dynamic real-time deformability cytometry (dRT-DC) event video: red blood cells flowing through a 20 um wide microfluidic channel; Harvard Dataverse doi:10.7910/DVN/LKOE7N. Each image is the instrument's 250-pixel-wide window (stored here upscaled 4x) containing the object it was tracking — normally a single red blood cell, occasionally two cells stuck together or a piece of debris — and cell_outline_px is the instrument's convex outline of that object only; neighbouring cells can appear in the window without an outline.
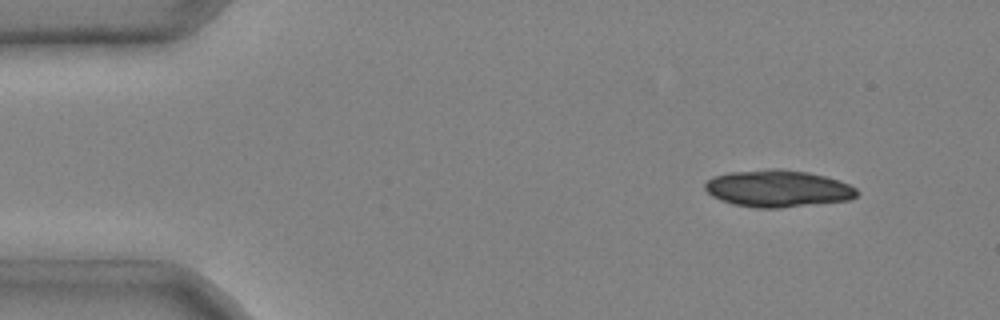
{"species": "common noctule bat (a hibernating species)", "species_latin": "Nyctalus noctula", "temperature_condition": "cold", "stored_images_in_passage": 5, "camera_frame_rate_fps": 3000, "um_per_image_px": 0.085, "animal": {"sex": "male", "body_mass_g": 20.4}, "frame": {"image": 1, "passage_image": 1, "time_ms": 0.0, "image_size_px": [1000, 320], "cell_outline_px": [[860, 192], [856, 196], [848, 200], [780, 208], [756, 208], [732, 204], [720, 200], [712, 196], [704, 188], [704, 184], [712, 176], [728, 172], [768, 168], [780, 168], [808, 172], [840, 180], [856, 188]], "centroid_in_image_um": [66.09, 16.01], "position_along_channel_um": 18.9, "area_um2": 33.06}}
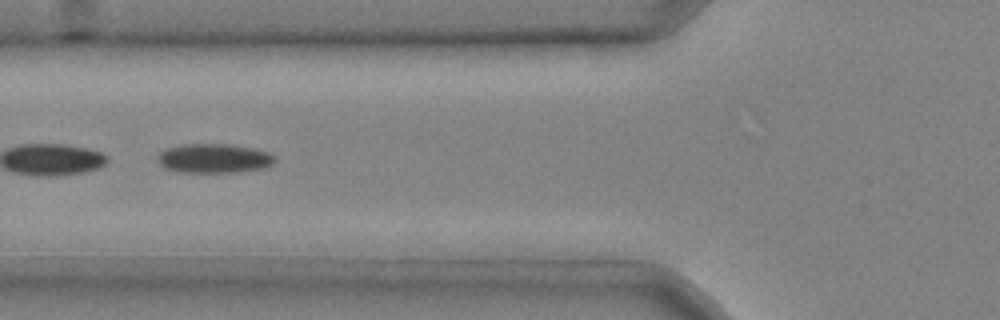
{"frame": {"image": 2, "passage_image": 4, "time_ms": 1.0, "image_size_px": [1000, 320], "cell_outline_px": [[276, 160], [272, 164], [260, 168], [236, 172], [180, 172], [164, 168], [156, 160], [156, 156], [164, 148], [180, 144], [232, 144], [252, 148], [268, 152], [276, 156]], "centroid_in_image_um": [18.13, 13.45], "position_along_channel_um": 107.7, "area_um2": 20.17}}
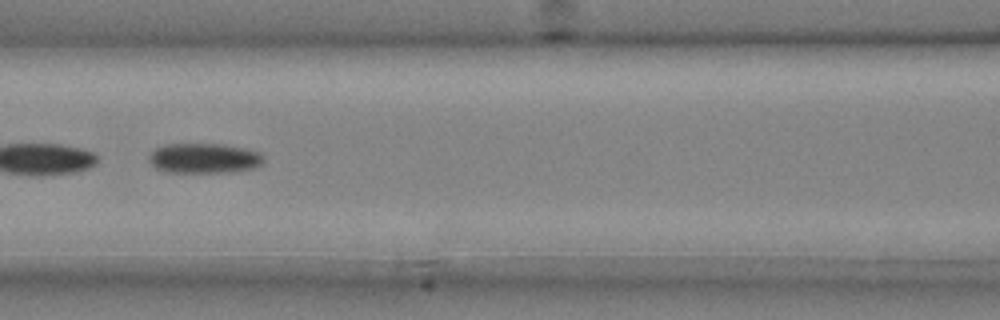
{"frame": {"image": 3, "passage_image": 5, "time_ms": 1.333, "image_size_px": [1000, 320], "cell_outline_px": [[264, 160], [256, 168], [236, 172], [168, 172], [156, 168], [148, 160], [148, 156], [156, 148], [164, 144], [224, 144], [244, 148], [260, 152], [264, 156]], "centroid_in_image_um": [17.38, 13.45], "position_along_channel_um": 149.2, "area_um2": 20.23}}